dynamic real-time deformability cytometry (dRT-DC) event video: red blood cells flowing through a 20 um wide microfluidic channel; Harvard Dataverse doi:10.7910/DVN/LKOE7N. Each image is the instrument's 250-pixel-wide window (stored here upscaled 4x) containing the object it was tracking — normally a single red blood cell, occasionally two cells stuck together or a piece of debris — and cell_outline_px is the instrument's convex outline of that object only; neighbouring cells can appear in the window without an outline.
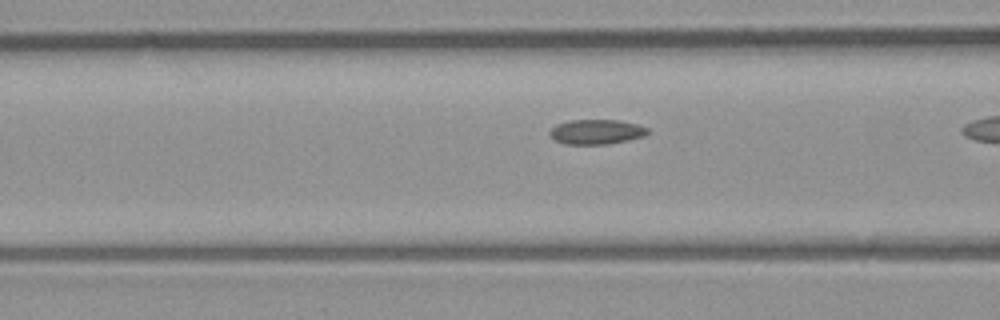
{"species": "common noctule bat (a hibernating species)", "species_latin": "Nyctalus noctula", "temperature_condition": "room temperature", "stored_images_in_passage": 14, "camera_frame_rate_fps": 3000, "um_per_image_px": 0.085, "animal": {"sex": "male", "body_mass_g": 23.1, "forearm_length_mm": 52.7}, "frame": {"image": 1, "passage_image": 5, "time_ms": 1.333, "image_size_px": [1000, 320], "cell_outline_px": [[648, 132], [644, 136], [628, 140], [608, 144], [564, 144], [556, 140], [548, 132], [556, 124], [568, 120], [620, 120], [636, 124], [648, 128]], "centroid_in_image_um": [50.68, 11.2], "position_along_channel_um": 115.9, "area_um2": 14.1}}
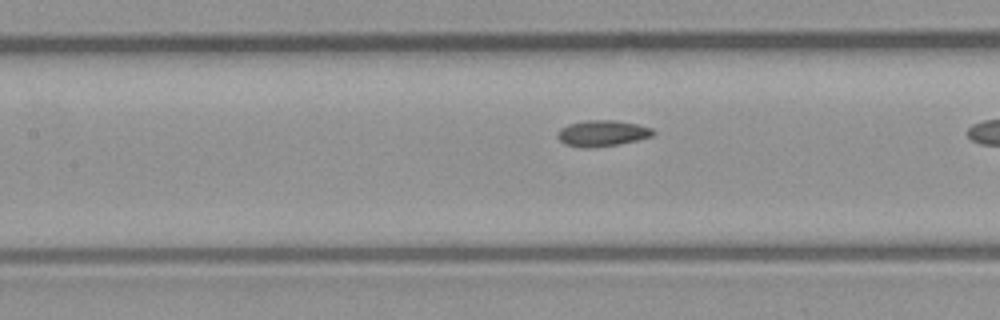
{"frame": {"image": 2, "passage_image": 8, "time_ms": 2.333, "image_size_px": [1000, 320], "cell_outline_px": [[656, 132], [652, 136], [636, 140], [616, 144], [592, 148], [580, 148], [564, 144], [556, 136], [556, 132], [560, 128], [568, 124], [584, 120], [616, 120], [636, 124], [652, 128]], "centroid_in_image_um": [51.14, 11.32], "position_along_channel_um": 156.3, "area_um2": 14.62}}